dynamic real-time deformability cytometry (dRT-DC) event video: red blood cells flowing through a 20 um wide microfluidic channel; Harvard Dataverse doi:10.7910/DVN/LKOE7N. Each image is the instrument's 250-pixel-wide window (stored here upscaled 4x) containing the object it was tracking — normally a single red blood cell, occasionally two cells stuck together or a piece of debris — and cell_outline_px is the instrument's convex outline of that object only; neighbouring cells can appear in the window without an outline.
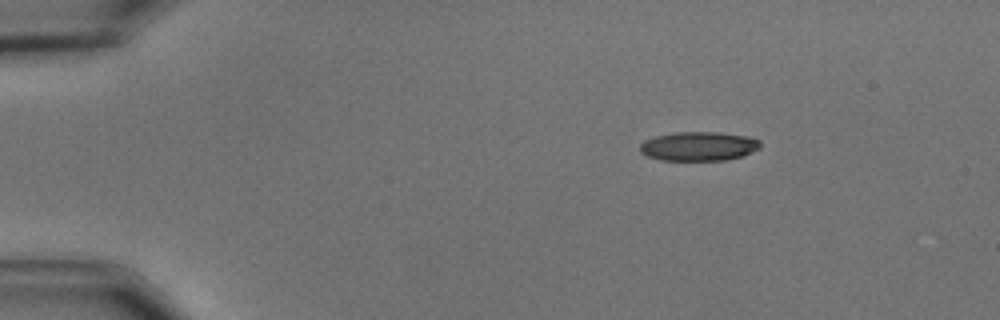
{"species": "common noctule bat (a hibernating species)", "species_latin": "Nyctalus noctula", "temperature_condition": "cold", "stored_images_in_passage": 49, "camera_frame_rate_fps": 3000, "um_per_image_px": 0.085, "animal": {"sex": "male", "body_mass_g": 15.6}, "frame": {"image": 1, "passage_image": 1, "time_ms": 0.0, "image_size_px": [1000, 320], "cell_outline_px": [[760, 148], [744, 156], [728, 160], [660, 160], [648, 156], [640, 152], [640, 144], [644, 140], [656, 136], [676, 132], [720, 132], [752, 136], [760, 140]], "centroid_in_image_um": [59.44, 12.43], "position_along_channel_um": 25.6, "area_um2": 20.69}}
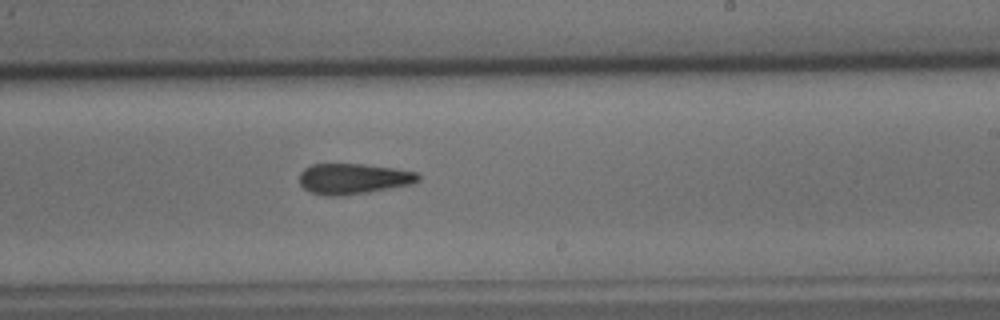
{"frame": {"image": 2, "passage_image": 27, "time_ms": 8.667, "image_size_px": [1000, 320], "cell_outline_px": [[420, 180], [416, 184], [344, 196], [328, 196], [312, 192], [304, 188], [300, 184], [300, 172], [304, 168], [312, 164], [364, 164], [396, 168], [420, 172]], "centroid_in_image_um": [30.11, 15.19], "position_along_channel_um": 258.9, "area_um2": 21.56}}
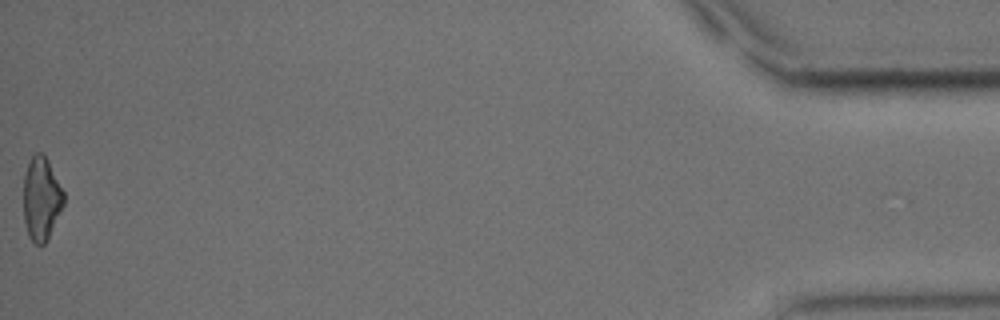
{"frame": {"image": 3, "passage_image": 49, "time_ms": 16.0, "image_size_px": [1000, 320], "cell_outline_px": [[64, 204], [44, 244], [36, 244], [28, 236], [24, 220], [24, 176], [28, 164], [32, 156], [36, 152], [44, 152], [64, 192]], "centroid_in_image_um": [3.51, 16.85], "position_along_channel_um": 431.7, "area_um2": 19.31}, "authors_computed_cell_mechanics": {"area_um2": 21.2704, "velocity_mm_per_s": 3.5747, "shape_relaxation_time_tau1_ms": null, "shape_relaxation_time_tau2_ms": 4.3595, "deformation_change_tau1": null, "deformation_change_tau2": 0.1446}}